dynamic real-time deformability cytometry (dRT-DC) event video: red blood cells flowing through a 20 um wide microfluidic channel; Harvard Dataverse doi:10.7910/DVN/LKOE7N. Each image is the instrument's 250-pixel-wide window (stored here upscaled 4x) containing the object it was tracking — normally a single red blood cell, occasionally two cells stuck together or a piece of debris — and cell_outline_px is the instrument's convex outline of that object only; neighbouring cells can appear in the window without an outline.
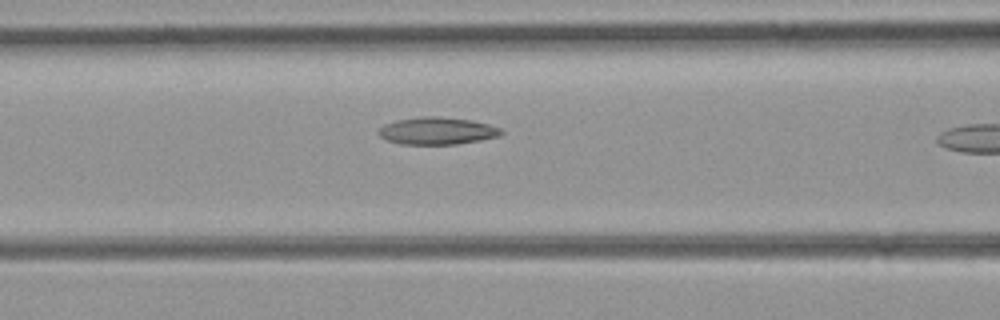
{"species": "common noctule bat (a hibernating species)", "species_latin": "Nyctalus noctula", "temperature_condition": "room temperature", "stored_images_in_passage": 11, "camera_frame_rate_fps": 3000, "um_per_image_px": 0.085, "animal": {"sex": "female", "body_mass_g": 21.9}, "frame": {"image": 1, "passage_image": 10, "time_ms": 3.0, "image_size_px": [1000, 320], "cell_outline_px": [[504, 132], [500, 136], [480, 140], [456, 144], [404, 144], [384, 140], [376, 132], [384, 124], [396, 120], [420, 116], [436, 116], [472, 120], [488, 124], [500, 128]], "centroid_in_image_um": [37.13, 11.12], "position_along_channel_um": 129.5, "area_um2": 19.59}}